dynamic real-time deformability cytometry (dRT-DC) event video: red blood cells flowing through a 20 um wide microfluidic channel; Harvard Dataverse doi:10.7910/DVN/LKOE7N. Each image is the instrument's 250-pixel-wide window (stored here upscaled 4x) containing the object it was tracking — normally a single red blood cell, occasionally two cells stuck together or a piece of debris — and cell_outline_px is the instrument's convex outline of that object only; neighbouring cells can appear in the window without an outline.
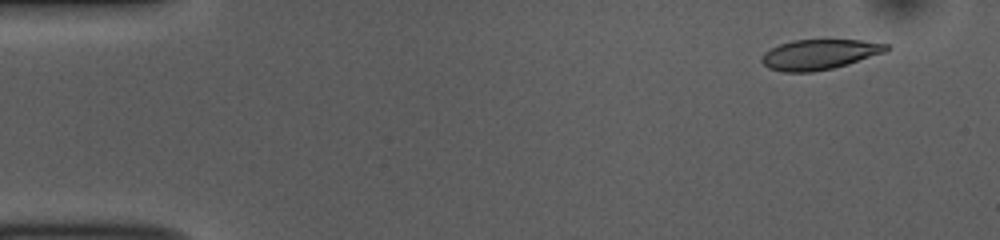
{"species": "common noctule bat (a hibernating species)", "species_latin": "Nyctalus noctula", "temperature_condition": "room temperature", "stored_images_in_passage": 52, "camera_frame_rate_fps": 3000, "um_per_image_px": 0.085, "animal": {"sex": "female", "body_mass_g": 10.0, "forearm_length_mm": 53.1}, "frame": {"image": 1, "passage_image": 4, "time_ms": 1.0, "image_size_px": [1000, 240], "cell_outline_px": [[892, 48], [884, 52], [848, 64], [832, 68], [812, 72], [784, 72], [768, 68], [760, 60], [760, 56], [764, 52], [780, 44], [792, 40], [860, 40], [888, 44]], "centroid_in_image_um": [69.62, 4.63], "position_along_channel_um": 15.4, "area_um2": 21.85}}
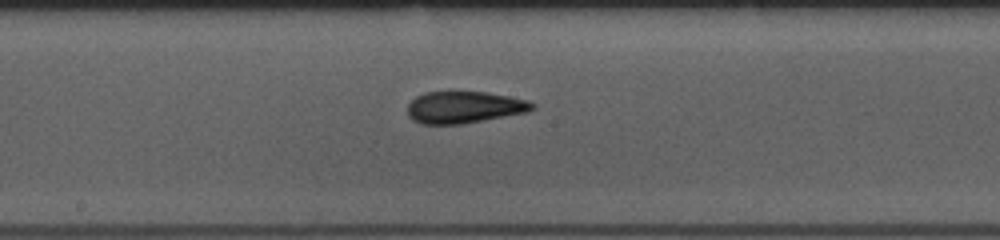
{"frame": {"image": 2, "passage_image": 27, "time_ms": 8.667, "image_size_px": [1000, 240], "cell_outline_px": [[536, 108], [528, 112], [460, 124], [420, 124], [412, 120], [408, 116], [408, 104], [416, 96], [424, 92], [488, 92], [528, 100], [536, 104]], "centroid_in_image_um": [39.46, 9.12], "position_along_channel_um": 208.7, "area_um2": 23.24}}
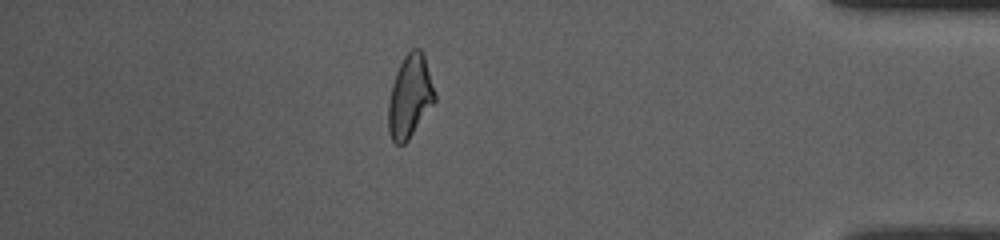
{"frame": {"image": 3, "passage_image": 45, "time_ms": 14.667, "image_size_px": [1000, 240], "cell_outline_px": [[436, 100], [408, 140], [404, 144], [396, 144], [392, 140], [388, 132], [388, 104], [392, 84], [396, 72], [404, 56], [412, 48], [420, 48], [424, 52], [436, 92]], "centroid_in_image_um": [34.85, 8.17], "position_along_channel_um": 400.3, "area_um2": 22.6}, "authors_computed_cell_mechanics": {"area_um2": 22.5709, "velocity_mm_per_s": 3.8463, "shape_relaxation_time_tau1_ms": 8.5457, "shape_relaxation_time_tau2_ms": 2.1045, "deformation_change_tau1": 0.2428, "deformation_change_tau2": 0.094}}